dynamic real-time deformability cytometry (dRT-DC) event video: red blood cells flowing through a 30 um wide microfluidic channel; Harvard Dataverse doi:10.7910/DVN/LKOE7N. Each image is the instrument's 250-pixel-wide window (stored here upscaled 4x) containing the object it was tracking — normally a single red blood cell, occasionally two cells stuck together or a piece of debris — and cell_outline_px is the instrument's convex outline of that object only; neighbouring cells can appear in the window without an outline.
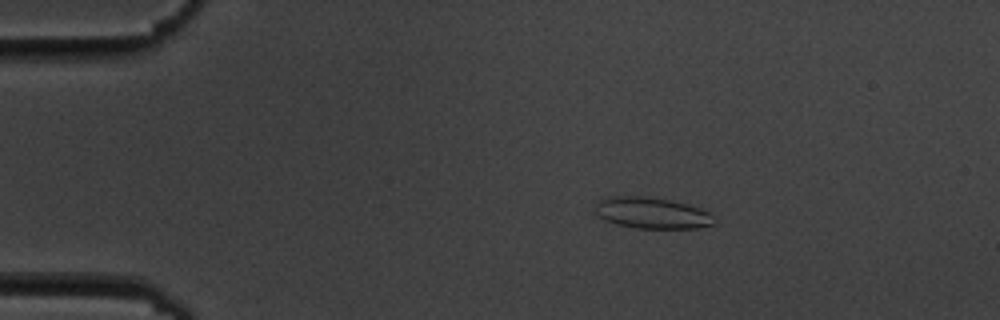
{"species": "common noctule bat (a hibernating species)", "species_latin": "Nyctalus noctula", "temperature_condition": "cold", "stored_images_in_passage": 6, "camera_frame_rate_fps": 3000, "um_per_image_px": 0.085, "animal": {"sex": "male", "body_mass_g": 19.5, "forearm_length_mm": 54.6}, "frame": {"image": 1, "passage_image": 3, "time_ms": 2.333, "image_size_px": [1000, 320], "cell_outline_px": [[716, 224], [696, 228], [636, 228], [616, 224], [604, 220], [596, 216], [596, 204], [600, 200], [612, 196], [644, 196], [668, 200], [688, 204], [700, 208], [708, 212], [712, 216]], "centroid_in_image_um": [55.4, 18.11], "position_along_channel_um": 29.6, "area_um2": 21.62}}